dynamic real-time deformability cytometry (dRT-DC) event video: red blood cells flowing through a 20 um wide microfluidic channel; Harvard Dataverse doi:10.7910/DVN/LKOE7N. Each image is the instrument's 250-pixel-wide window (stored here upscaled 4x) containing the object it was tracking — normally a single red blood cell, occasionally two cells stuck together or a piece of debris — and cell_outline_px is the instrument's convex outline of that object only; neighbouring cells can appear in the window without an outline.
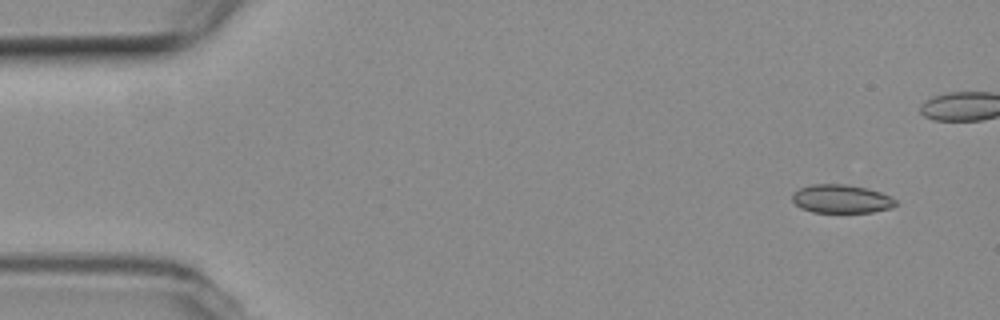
{"species": "common noctule bat (a hibernating species)", "species_latin": "Nyctalus noctula", "temperature_condition": "room temperature", "stored_images_in_passage": 6, "camera_frame_rate_fps": 3000, "um_per_image_px": 0.085, "animal": {"sex": "female", "body_mass_g": 19.3, "forearm_length_mm": 54.1}, "frame": {"image": 1, "passage_image": 2, "time_ms": 0.333, "image_size_px": [1000, 320], "cell_outline_px": [[896, 204], [892, 208], [872, 212], [812, 212], [800, 208], [792, 200], [792, 192], [800, 188], [812, 184], [844, 184], [868, 188], [880, 192], [896, 200]], "centroid_in_image_um": [71.49, 16.9], "position_along_channel_um": 13.5, "area_um2": 17.17}}